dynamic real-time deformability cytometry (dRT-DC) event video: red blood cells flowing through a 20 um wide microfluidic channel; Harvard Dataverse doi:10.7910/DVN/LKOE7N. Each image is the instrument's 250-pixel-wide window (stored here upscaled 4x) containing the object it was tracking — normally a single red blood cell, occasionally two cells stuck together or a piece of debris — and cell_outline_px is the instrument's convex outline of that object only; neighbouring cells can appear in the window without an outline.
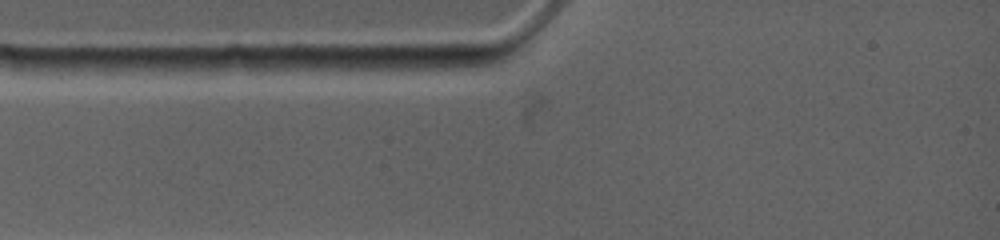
{"species": "common noctule bat (a hibernating species)", "species_latin": "Nyctalus noctula", "temperature_condition": "warm", "stored_images_in_passage": 2, "camera_frame_rate_fps": 4500, "um_per_image_px": 0.085, "animal": {"sex": "female", "body_mass_g": 19.0, "forearm_length_mm": 53.3}, "frame": {"image": 1, "passage_image": 1, "time_ms": 0.0, "image_size_px": [1000, 240], "cell_outline_px": [[480, 64], [452, 72], [444, 72], [336, 68], [340, 56], [472, 56]], "centroid_in_image_um": [34.69, 5.36], "position_along_channel_um": 50.3, "area_um2": 13.87}}